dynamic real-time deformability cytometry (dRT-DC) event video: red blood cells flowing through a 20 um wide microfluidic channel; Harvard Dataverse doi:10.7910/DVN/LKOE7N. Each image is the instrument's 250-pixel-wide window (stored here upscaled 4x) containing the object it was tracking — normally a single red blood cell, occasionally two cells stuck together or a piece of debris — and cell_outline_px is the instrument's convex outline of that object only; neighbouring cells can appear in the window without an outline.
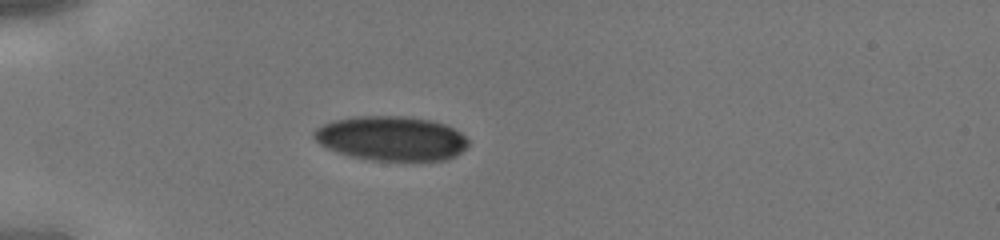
{"species": "human", "species_latin": "Homo sapiens", "temperature_condition": "cold", "stored_images_in_passage": 31, "camera_frame_rate_fps": 3000, "um_per_image_px": 0.085, "donor": {"sex": "male"}, "frame": {"image": 1, "passage_image": 1, "time_ms": 0.0, "image_size_px": [1000, 240], "cell_outline_px": [[468, 144], [456, 156], [448, 160], [372, 160], [352, 156], [328, 148], [320, 144], [312, 136], [312, 132], [316, 128], [332, 120], [356, 116], [404, 116], [432, 120], [444, 124], [460, 132], [468, 140]], "centroid_in_image_um": [33.25, 11.75], "position_along_channel_um": 51.7, "area_um2": 39.82}}
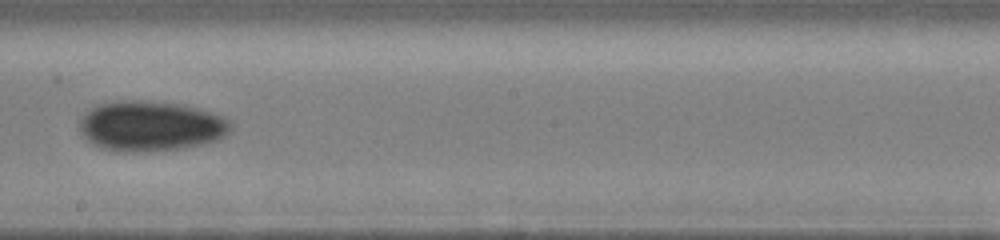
{"frame": {"image": 2, "passage_image": 14, "time_ms": 4.333, "image_size_px": [1000, 240], "cell_outline_px": [[232, 128], [224, 136], [216, 140], [184, 148], [140, 152], [116, 152], [100, 148], [92, 144], [80, 132], [80, 120], [92, 108], [100, 104], [116, 100], [140, 100], [184, 104], [220, 116], [228, 120], [232, 124]], "centroid_in_image_um": [12.78, 10.72], "position_along_channel_um": 235.4, "area_um2": 44.16}}
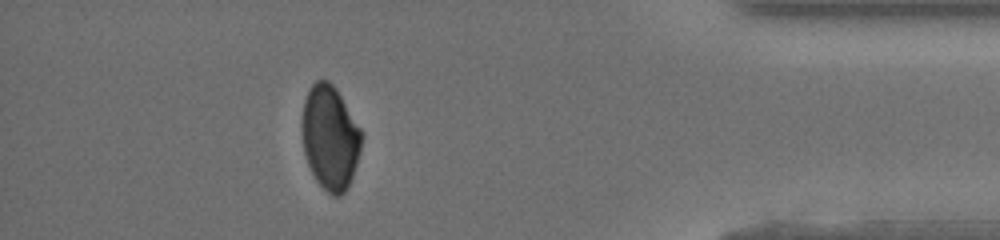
{"frame": {"image": 3, "passage_image": 27, "time_ms": 8.667, "image_size_px": [1000, 240], "cell_outline_px": [[364, 136], [356, 164], [352, 176], [344, 192], [340, 196], [332, 196], [316, 180], [308, 164], [304, 152], [300, 128], [300, 124], [304, 100], [312, 84], [316, 80], [328, 80], [336, 88], [360, 128]], "centroid_in_image_um": [28.03, 11.67], "position_along_channel_um": 407.2, "area_um2": 36.18}}